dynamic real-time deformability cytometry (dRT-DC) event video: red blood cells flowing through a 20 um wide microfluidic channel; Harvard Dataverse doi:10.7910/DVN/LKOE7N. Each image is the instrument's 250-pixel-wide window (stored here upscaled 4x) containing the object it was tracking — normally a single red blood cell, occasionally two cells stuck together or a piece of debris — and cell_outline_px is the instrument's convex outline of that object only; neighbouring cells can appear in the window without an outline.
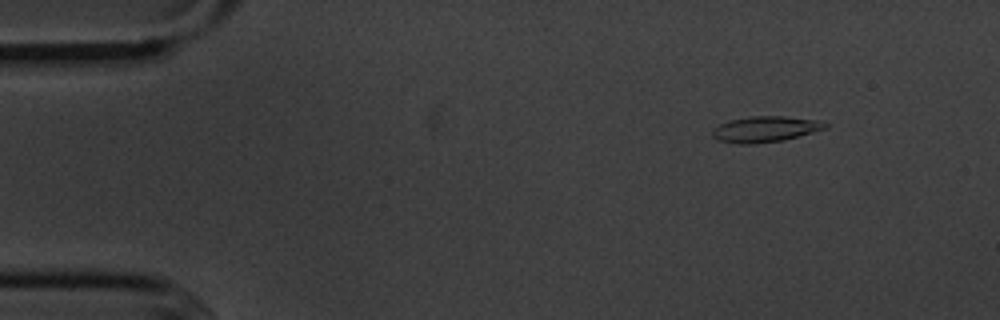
{"species": "common noctule bat (a hibernating species)", "species_latin": "Nyctalus noctula", "temperature_condition": "cold", "stored_images_in_passage": 4, "camera_frame_rate_fps": 3000, "um_per_image_px": 0.085, "animal": {"sex": "male", "body_mass_g": 20.1, "forearm_length_mm": 53.5}, "frame": {"image": 1, "passage_image": 2, "time_ms": 1.0, "image_size_px": [1000, 320], "cell_outline_px": [[828, 128], [784, 140], [752, 144], [736, 144], [716, 140], [712, 136], [712, 128], [720, 124], [732, 120], [748, 116], [784, 116], [824, 120], [828, 124]], "centroid_in_image_um": [65.07, 10.98], "position_along_channel_um": 19.9, "area_um2": 17.28}}